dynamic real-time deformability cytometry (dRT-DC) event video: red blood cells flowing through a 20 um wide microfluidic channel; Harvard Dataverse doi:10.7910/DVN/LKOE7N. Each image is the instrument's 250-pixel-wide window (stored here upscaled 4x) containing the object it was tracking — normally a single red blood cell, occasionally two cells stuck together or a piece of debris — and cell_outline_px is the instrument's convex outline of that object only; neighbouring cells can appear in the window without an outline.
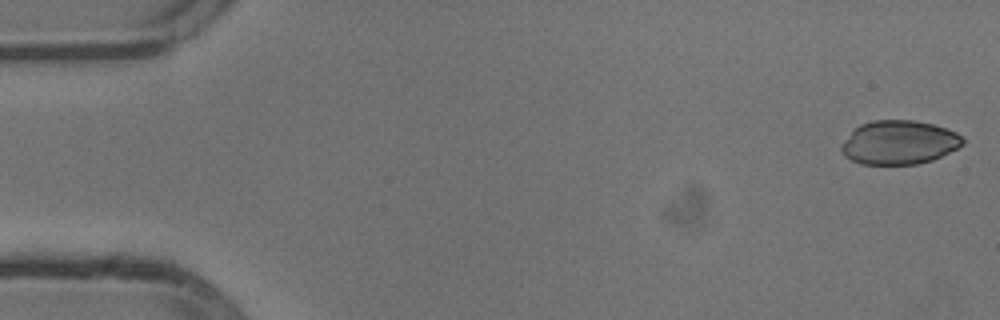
{"species": "common noctule bat (a hibernating species)", "species_latin": "Nyctalus noctula", "temperature_condition": "cold", "stored_images_in_passage": 53, "camera_frame_rate_fps": 3000, "um_per_image_px": 0.085, "animal": {"sex": "male", "body_mass_g": 13.3}, "frame": {"image": 1, "passage_image": 1, "time_ms": 0.0, "image_size_px": [1000, 320], "cell_outline_px": [[964, 144], [932, 160], [916, 164], [860, 164], [844, 156], [840, 148], [840, 144], [860, 124], [872, 120], [916, 120], [932, 124], [956, 132], [964, 140]], "centroid_in_image_um": [76.39, 12.1], "position_along_channel_um": 8.6, "area_um2": 30.87}}
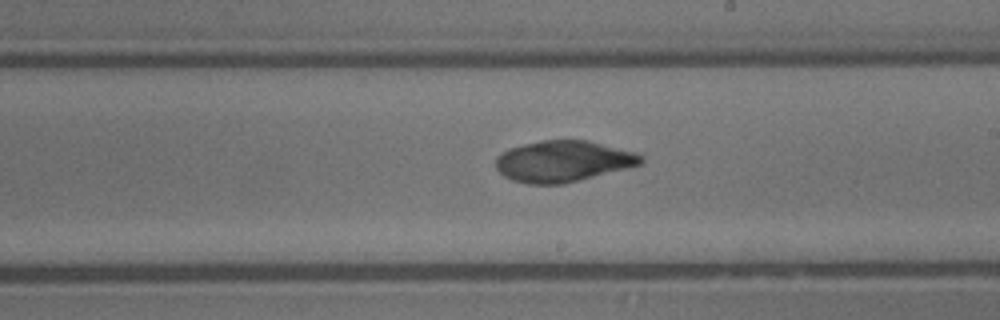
{"frame": {"image": 2, "passage_image": 30, "time_ms": 9.667, "image_size_px": [1000, 320], "cell_outline_px": [[644, 160], [640, 164], [628, 168], [564, 184], [528, 184], [512, 180], [504, 176], [496, 168], [496, 156], [508, 148], [540, 140], [588, 140], [636, 152], [644, 156]], "centroid_in_image_um": [47.87, 13.7], "position_along_channel_um": 241.1, "area_um2": 35.03}}
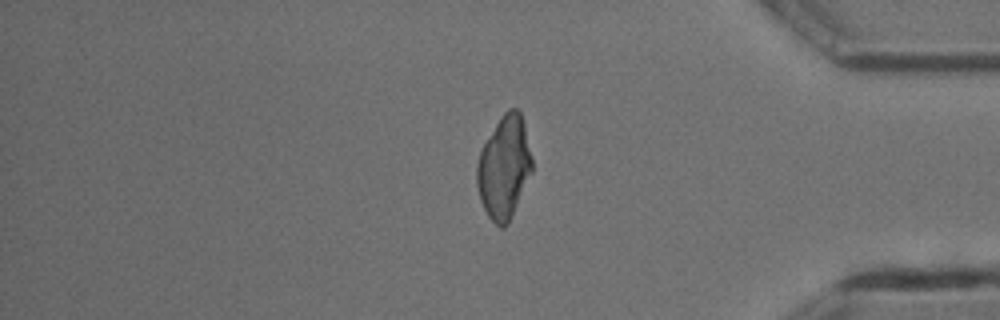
{"frame": {"image": 3, "passage_image": 44, "time_ms": 14.333, "image_size_px": [1000, 320], "cell_outline_px": [[532, 172], [512, 216], [508, 224], [504, 228], [500, 228], [488, 216], [480, 200], [476, 184], [476, 164], [480, 152], [484, 144], [500, 116], [508, 108], [516, 108], [520, 112], [524, 124], [532, 156]], "centroid_in_image_um": [42.85, 14.24], "position_along_channel_um": 392.4, "area_um2": 33.06}}